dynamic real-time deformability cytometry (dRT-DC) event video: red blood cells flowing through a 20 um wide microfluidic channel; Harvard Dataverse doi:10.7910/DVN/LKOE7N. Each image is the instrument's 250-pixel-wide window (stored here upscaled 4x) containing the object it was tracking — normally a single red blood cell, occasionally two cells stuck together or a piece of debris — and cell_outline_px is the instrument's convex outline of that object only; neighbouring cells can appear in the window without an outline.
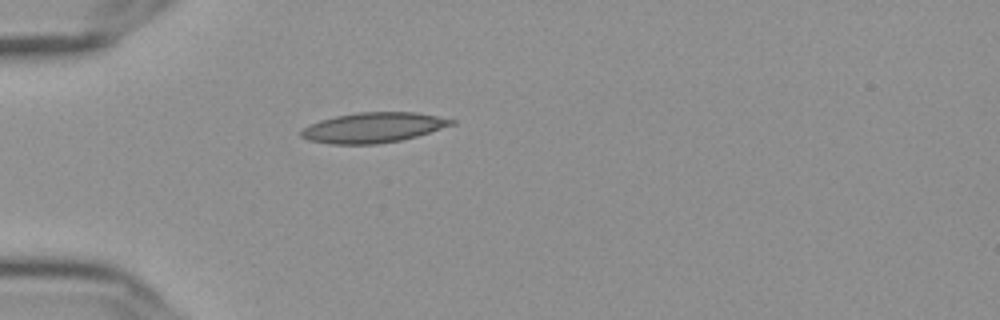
{"species": "Egyptian fruit bat (a non-hibernating species)", "species_latin": "Rousettus aegyptiacus", "temperature_condition": "cold", "stored_images_in_passage": 40, "camera_frame_rate_fps": 3000, "um_per_image_px": 0.085, "frame": {"image": 1, "passage_image": 1, "time_ms": 0.0, "image_size_px": [1000, 320], "cell_outline_px": [[456, 124], [416, 136], [400, 140], [376, 144], [332, 144], [308, 140], [300, 136], [300, 132], [308, 124], [320, 120], [336, 116], [356, 112], [416, 112], [456, 120]], "centroid_in_image_um": [31.71, 10.84], "position_along_channel_um": 53.3, "area_um2": 26.36}}
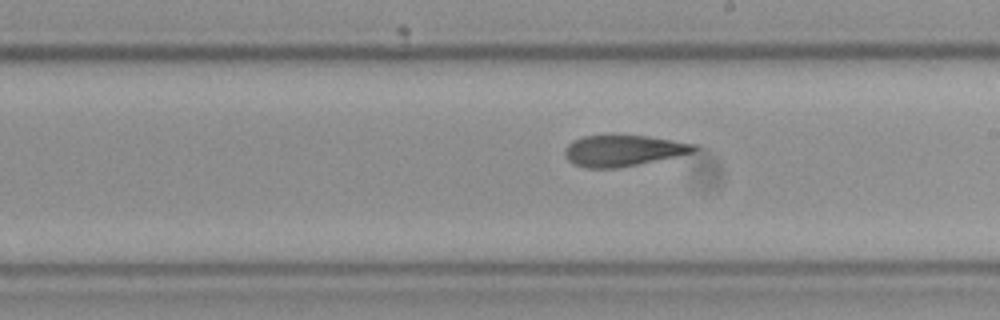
{"frame": {"image": 2, "passage_image": 17, "time_ms": 5.333, "image_size_px": [1000, 320], "cell_outline_px": [[700, 148], [696, 152], [616, 168], [588, 168], [576, 164], [568, 160], [564, 152], [564, 148], [572, 140], [584, 136], [612, 132], [648, 136], [696, 144]], "centroid_in_image_um": [52.96, 12.74], "position_along_channel_um": 236.0, "area_um2": 24.04}}
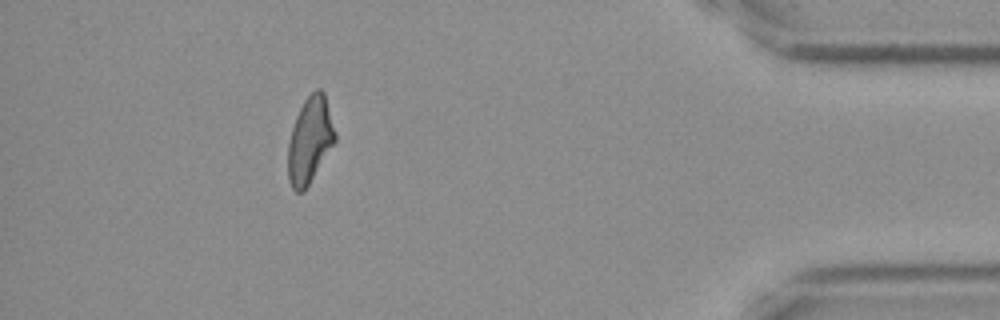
{"frame": {"image": 3, "passage_image": 35, "time_ms": 11.333, "image_size_px": [1000, 320], "cell_outline_px": [[336, 140], [308, 184], [300, 192], [296, 192], [292, 188], [288, 180], [288, 144], [292, 128], [296, 116], [304, 100], [316, 88], [320, 88], [324, 92], [336, 132]], "centroid_in_image_um": [26.34, 11.87], "position_along_channel_um": 408.9, "area_um2": 23.29}, "authors_computed_cell_mechanics": {"area_um2": 24.276, "velocity_mm_per_s": 3.6519, "shape_relaxation_time_tau1_ms": null, "shape_relaxation_time_tau2_ms": 3.5734, "deformation_change_tau1": null, "deformation_change_tau2": 0.1167}}